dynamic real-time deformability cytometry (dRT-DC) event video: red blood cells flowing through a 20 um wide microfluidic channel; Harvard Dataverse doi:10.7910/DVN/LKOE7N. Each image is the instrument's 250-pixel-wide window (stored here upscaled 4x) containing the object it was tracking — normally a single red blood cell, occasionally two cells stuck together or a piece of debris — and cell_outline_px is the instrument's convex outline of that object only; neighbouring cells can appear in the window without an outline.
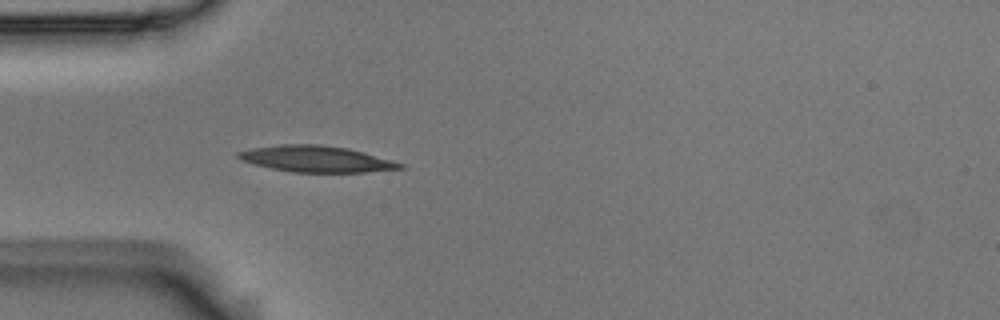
{"species": "Egyptian fruit bat (a non-hibernating species)", "species_latin": "Rousettus aegyptiacus", "temperature_condition": "room temperature", "stored_images_in_passage": 5, "camera_frame_rate_fps": 3000, "um_per_image_px": 0.085, "animal": {"sex": "male"}, "frame": {"image": 1, "passage_image": 5, "time_ms": 1.333, "image_size_px": [1000, 320], "cell_outline_px": [[404, 168], [364, 172], [292, 172], [272, 168], [240, 160], [236, 156], [236, 152], [252, 148], [280, 144], [320, 144], [348, 148], [364, 152], [392, 160], [404, 164]], "centroid_in_image_um": [26.87, 13.5], "position_along_channel_um": 58.1, "area_um2": 24.68}}